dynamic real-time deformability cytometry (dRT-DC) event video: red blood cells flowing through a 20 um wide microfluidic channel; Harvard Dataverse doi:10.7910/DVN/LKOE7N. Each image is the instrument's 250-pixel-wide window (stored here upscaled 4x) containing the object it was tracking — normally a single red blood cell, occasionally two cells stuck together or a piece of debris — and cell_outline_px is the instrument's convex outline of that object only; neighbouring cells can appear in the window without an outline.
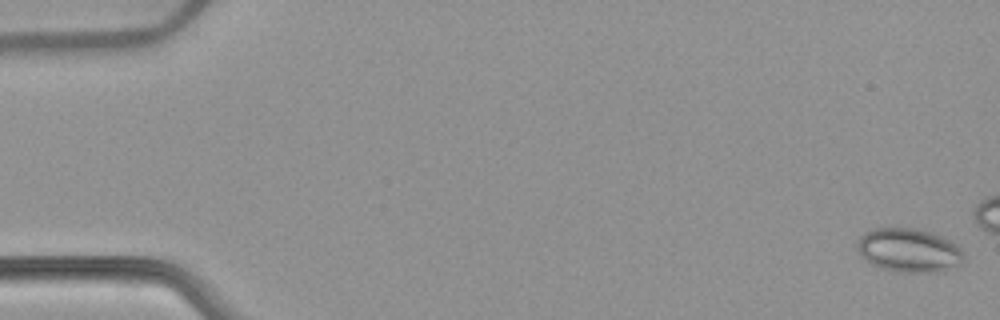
{"species": "common noctule bat (a hibernating species)", "species_latin": "Nyctalus noctula", "temperature_condition": "warm", "stored_images_in_passage": 15, "camera_frame_rate_fps": 3000, "um_per_image_px": 0.085, "animal": {"sex": "female", "body_mass_g": 22.7, "forearm_length_mm": 54.2}, "frame": {"image": 1, "passage_image": 1, "time_ms": 0.0, "image_size_px": [1000, 320], "cell_outline_px": [[964, 260], [956, 268], [944, 272], [896, 272], [880, 268], [872, 264], [860, 256], [856, 248], [856, 240], [864, 232], [876, 228], [916, 228], [932, 232], [944, 236], [956, 244], [960, 248], [964, 256]], "centroid_in_image_um": [77.26, 21.28], "position_along_channel_um": 7.7, "area_um2": 27.86}}